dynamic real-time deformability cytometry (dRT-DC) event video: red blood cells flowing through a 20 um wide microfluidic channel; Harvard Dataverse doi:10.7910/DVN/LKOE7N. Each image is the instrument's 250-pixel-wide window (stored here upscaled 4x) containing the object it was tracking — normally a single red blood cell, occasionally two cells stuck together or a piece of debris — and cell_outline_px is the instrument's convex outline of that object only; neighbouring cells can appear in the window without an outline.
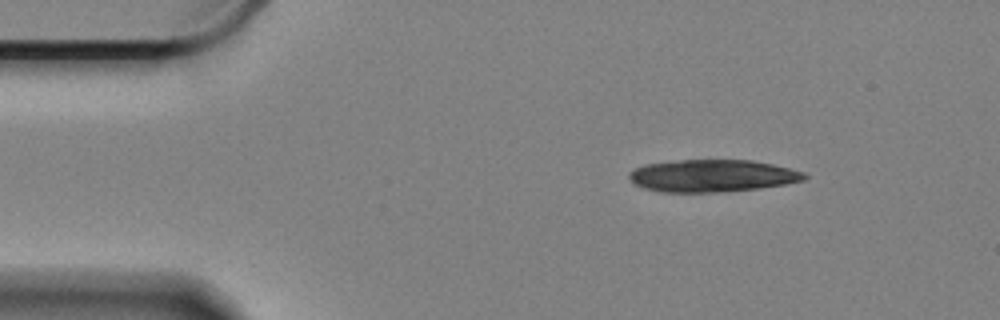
{"species": "Egyptian fruit bat (a non-hibernating species)", "species_latin": "Rousettus aegyptiacus", "temperature_condition": "cold", "stored_images_in_passage": 35, "camera_frame_rate_fps": 3000, "um_per_image_px": 0.085, "animal": {"sex": "female"}, "frame": {"image": 1, "passage_image": 1, "time_ms": 0.0, "image_size_px": [1000, 320], "cell_outline_px": [[808, 176], [804, 180], [784, 184], [760, 188], [716, 192], [660, 192], [644, 188], [636, 184], [628, 176], [628, 172], [644, 164], [680, 160], [752, 160], [772, 164], [804, 172]], "centroid_in_image_um": [60.53, 14.94], "position_along_channel_um": 24.5, "area_um2": 32.83}}
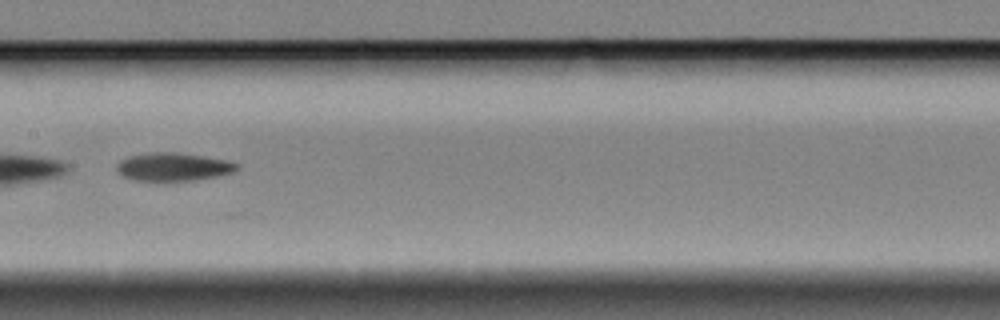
{"frame": {"image": 2, "passage_image": 22, "time_ms": 7.0, "image_size_px": [1000, 320], "cell_outline_px": [[240, 168], [232, 172], [216, 176], [192, 180], [136, 180], [124, 176], [116, 168], [116, 164], [120, 160], [128, 156], [152, 152], [176, 152], [204, 156], [224, 160], [240, 164]], "centroid_in_image_um": [14.73, 14.16], "position_along_channel_um": 192.7, "area_um2": 19.42}}
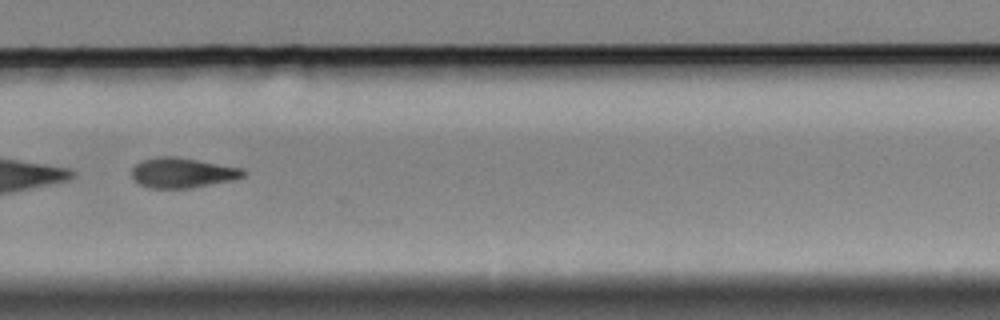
{"frame": {"image": 3, "passage_image": 33, "time_ms": 10.667, "image_size_px": [1000, 320], "cell_outline_px": [[244, 176], [232, 180], [188, 188], [152, 188], [140, 184], [132, 176], [132, 168], [140, 160], [156, 156], [176, 156], [244, 168]], "centroid_in_image_um": [15.49, 14.66], "position_along_channel_um": 314.3, "area_um2": 19.48}}